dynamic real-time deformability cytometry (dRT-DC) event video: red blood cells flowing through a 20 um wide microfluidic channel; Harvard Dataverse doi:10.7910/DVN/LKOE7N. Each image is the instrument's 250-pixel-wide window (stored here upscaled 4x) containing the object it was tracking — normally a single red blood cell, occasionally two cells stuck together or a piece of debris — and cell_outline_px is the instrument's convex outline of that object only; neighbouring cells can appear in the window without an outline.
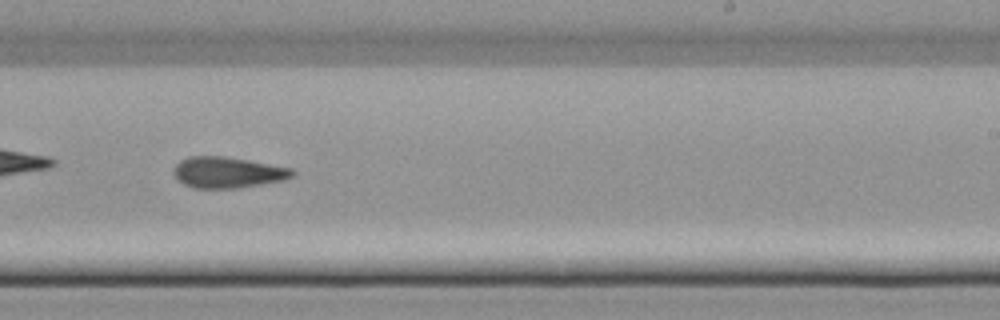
{"species": "common noctule bat (a hibernating species)", "species_latin": "Nyctalus noctula", "temperature_condition": "cold", "stored_images_in_passage": 42, "camera_frame_rate_fps": 3000, "um_per_image_px": 0.085, "animal": {"sex": "female", "body_mass_g": 22.7, "forearm_length_mm": 54.2}, "frame": {"image": 1, "passage_image": 24, "time_ms": 7.667, "image_size_px": [1000, 320], "cell_outline_px": [[296, 172], [292, 176], [284, 180], [240, 188], [196, 188], [184, 184], [172, 172], [176, 164], [180, 160], [188, 156], [224, 156], [248, 160], [292, 168]], "centroid_in_image_um": [19.36, 14.65], "position_along_channel_um": 269.6, "area_um2": 21.44}}
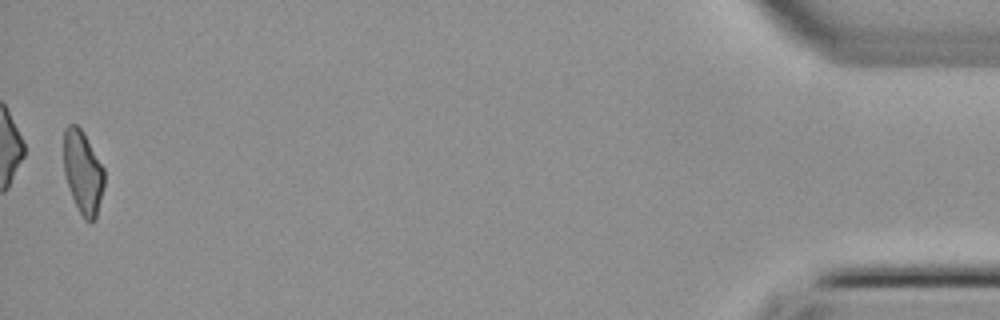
{"frame": {"image": 2, "passage_image": 42, "time_ms": 13.667, "image_size_px": [1000, 320], "cell_outline_px": [[104, 188], [96, 220], [92, 224], [84, 220], [72, 196], [64, 172], [64, 128], [68, 124], [76, 124], [80, 128], [104, 168]], "centroid_in_image_um": [7.06, 14.69], "position_along_channel_um": 428.1, "area_um2": 19.59}}